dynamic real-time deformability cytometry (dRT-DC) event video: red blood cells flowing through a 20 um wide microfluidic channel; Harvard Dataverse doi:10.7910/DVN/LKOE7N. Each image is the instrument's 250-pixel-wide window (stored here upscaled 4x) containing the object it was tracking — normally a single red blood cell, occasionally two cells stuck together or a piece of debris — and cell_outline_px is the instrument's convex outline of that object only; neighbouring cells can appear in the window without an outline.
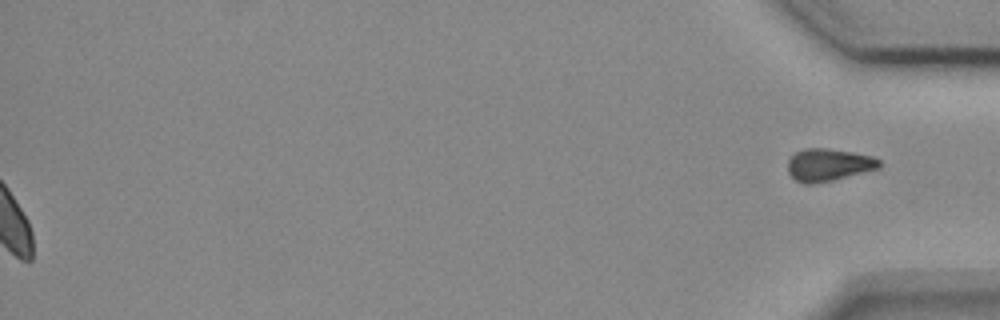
{"species": "common noctule bat (a hibernating species)", "species_latin": "Nyctalus noctula", "temperature_condition": "cold", "stored_images_in_passage": 55, "segment_of_instrument_passage": [2, 2], "camera_frame_rate_fps": 3000, "um_per_image_px": 0.085, "animal": {"sex": "female", "body_mass_g": 18.4}, "frame": {"image": 1, "passage_image": 55, "time_ms": 18.0, "image_size_px": [1000, 320], "cell_outline_px": [[880, 168], [832, 180], [812, 184], [804, 184], [796, 180], [788, 172], [788, 160], [796, 152], [804, 148], [828, 148], [852, 152], [872, 156], [880, 160]], "centroid_in_image_um": [70.42, 14.0], "position_along_channel_um": 364.8, "area_um2": 17.22}}